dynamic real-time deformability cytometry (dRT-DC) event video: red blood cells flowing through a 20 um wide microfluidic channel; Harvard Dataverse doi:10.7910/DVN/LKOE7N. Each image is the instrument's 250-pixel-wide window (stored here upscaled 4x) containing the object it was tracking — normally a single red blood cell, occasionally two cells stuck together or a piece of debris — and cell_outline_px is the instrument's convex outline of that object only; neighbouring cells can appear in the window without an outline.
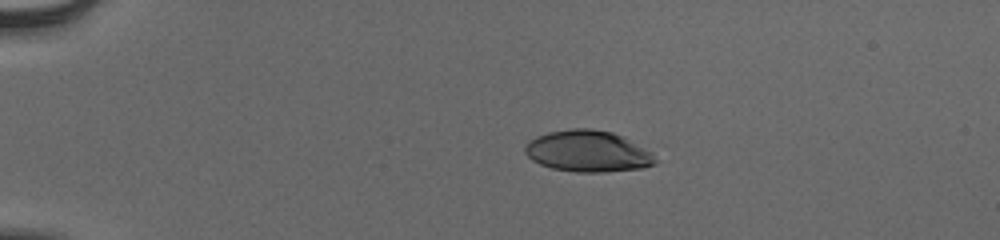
{"species": "human", "species_latin": "Homo sapiens", "temperature_condition": "cold", "stored_images_in_passage": 43, "camera_frame_rate_fps": 3000, "um_per_image_px": 0.085, "donor": {"sex": "male"}, "frame": {"image": 1, "passage_image": 1, "time_ms": 0.0, "image_size_px": [1000, 240], "cell_outline_px": [[656, 164], [640, 168], [604, 172], [576, 172], [552, 168], [540, 164], [532, 160], [524, 152], [524, 144], [536, 136], [548, 132], [572, 128], [592, 128], [612, 132], [624, 136], [652, 152], [656, 160]], "centroid_in_image_um": [49.96, 12.84], "position_along_channel_um": 35.0, "area_um2": 31.62}}
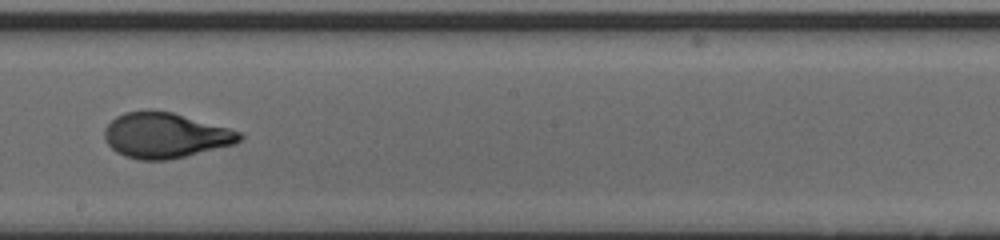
{"frame": {"image": 2, "passage_image": 22, "time_ms": 7.0, "image_size_px": [1000, 240], "cell_outline_px": [[244, 136], [236, 144], [168, 160], [140, 160], [124, 156], [116, 152], [108, 144], [104, 136], [104, 128], [116, 116], [124, 112], [148, 108], [172, 112], [228, 128], [240, 132]], "centroid_in_image_um": [14.02, 11.49], "position_along_channel_um": 234.2, "area_um2": 35.89}}
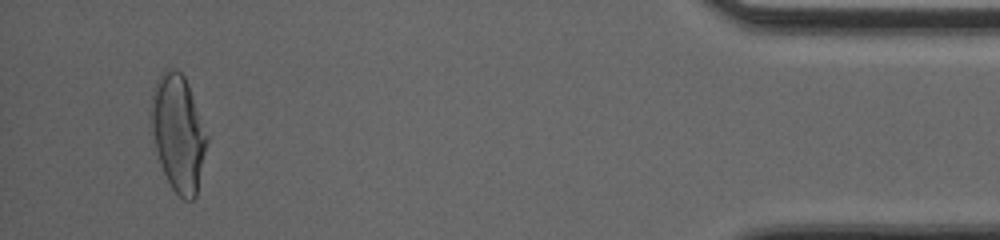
{"frame": {"image": 3, "passage_image": 41, "time_ms": 13.333, "image_size_px": [1000, 240], "cell_outline_px": [[208, 140], [196, 196], [192, 200], [184, 200], [172, 188], [160, 164], [148, 116], [152, 88], [160, 72], [164, 68], [176, 68], [184, 76], [188, 84], [208, 136]], "centroid_in_image_um": [15.11, 11.24], "position_along_channel_um": 420.1, "area_um2": 38.21}, "authors_computed_cell_mechanics": {"area_um2": 35.3736, "velocity_mm_per_s": 3.893, "shape_relaxation_time_tau1_ms": 5.8861, "shape_relaxation_time_tau2_ms": null, "deformation_change_tau1": 0.2248, "deformation_change_tau2": null}}